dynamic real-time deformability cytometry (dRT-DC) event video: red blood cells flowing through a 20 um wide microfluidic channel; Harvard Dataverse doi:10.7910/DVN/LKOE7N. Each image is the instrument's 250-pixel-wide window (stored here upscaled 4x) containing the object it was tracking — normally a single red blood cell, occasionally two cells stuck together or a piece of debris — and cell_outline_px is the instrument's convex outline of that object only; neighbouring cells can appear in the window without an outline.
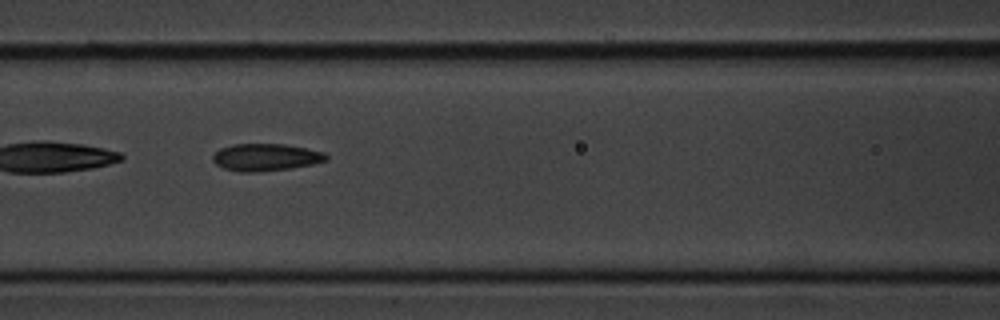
{"species": "common noctule bat (a hibernating species)", "species_latin": "Nyctalus noctula", "temperature_condition": "cold", "stored_images_in_passage": 54, "camera_frame_rate_fps": 3000, "um_per_image_px": 0.085, "animal": {"sex": "male", "body_mass_g": 20.1, "forearm_length_mm": 53.5}, "frame": {"image": 1, "passage_image": 23, "time_ms": 7.333, "image_size_px": [1000, 320], "cell_outline_px": [[328, 160], [312, 164], [288, 168], [256, 172], [240, 172], [224, 168], [216, 164], [212, 160], [212, 156], [220, 148], [232, 144], [284, 144], [324, 152], [328, 156]], "centroid_in_image_um": [22.56, 13.36], "position_along_channel_um": 144.0, "area_um2": 17.86}}
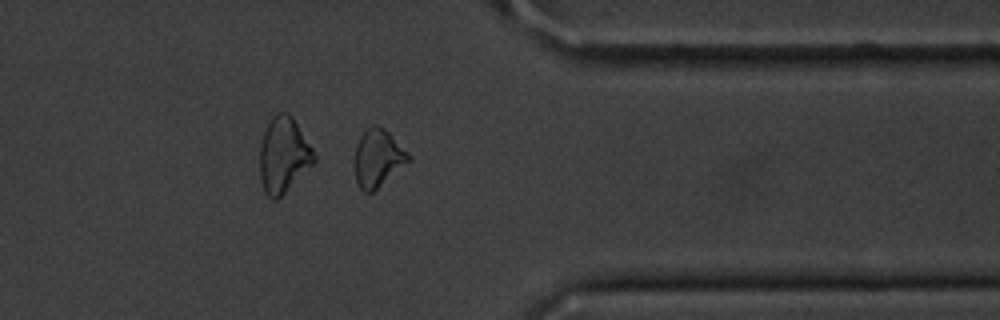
{"frame": {"image": 2, "passage_image": 43, "time_ms": 14.0, "image_size_px": [1000, 320], "cell_outline_px": [[412, 160], [372, 192], [364, 192], [360, 188], [356, 180], [356, 144], [364, 128], [372, 124], [376, 124], [384, 128], [412, 156]], "centroid_in_image_um": [32.14, 13.4], "position_along_channel_um": 379.3, "area_um2": 18.03}}
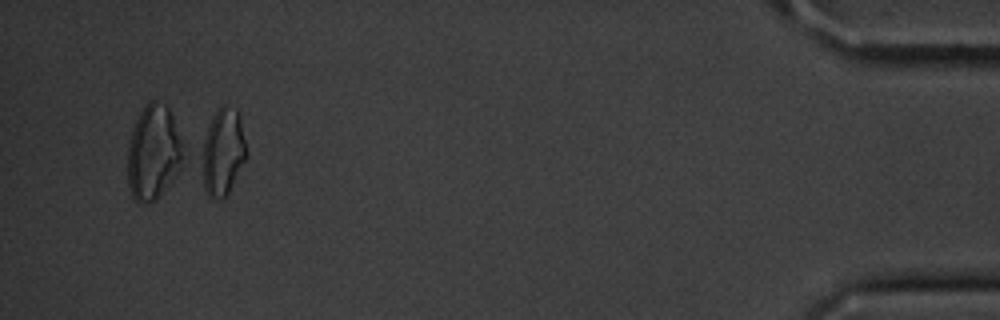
{"frame": {"image": 3, "passage_image": 51, "time_ms": 16.667, "image_size_px": [1000, 320], "cell_outline_px": [[248, 156], [228, 192], [220, 200], [208, 196], [204, 188], [196, 144], [212, 116], [224, 104], [236, 108], [240, 116], [248, 152]], "centroid_in_image_um": [18.86, 12.88], "position_along_channel_um": 416.3, "area_um2": 24.04}, "authors_computed_cell_mechanics": {"area_um2": 18.2937, "velocity_mm_per_s": 3.6525, "shape_relaxation_time_tau1_ms": 3.6381, "shape_relaxation_time_tau2_ms": 2.2308, "deformation_change_tau1": 0.1154, "deformation_change_tau2": 0.0954}}